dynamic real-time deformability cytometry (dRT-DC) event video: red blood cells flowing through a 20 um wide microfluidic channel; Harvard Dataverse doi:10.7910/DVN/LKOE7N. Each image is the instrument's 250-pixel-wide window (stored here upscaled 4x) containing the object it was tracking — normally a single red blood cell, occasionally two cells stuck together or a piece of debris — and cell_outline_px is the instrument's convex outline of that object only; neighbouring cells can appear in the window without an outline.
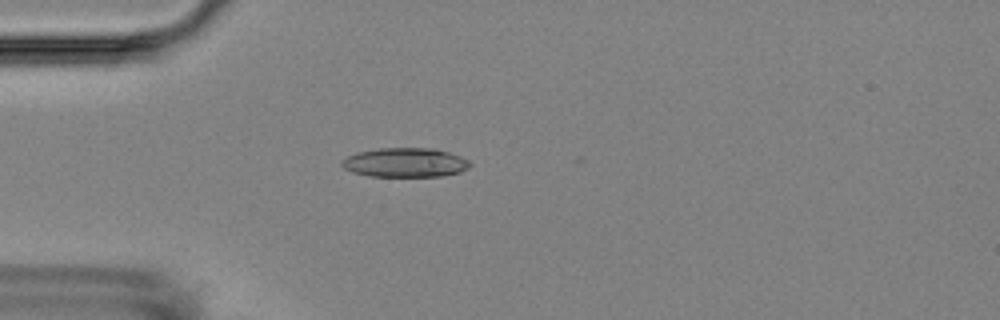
{"species": "Egyptian fruit bat (a non-hibernating species)", "species_latin": "Rousettus aegyptiacus", "temperature_condition": "room temperature", "stored_images_in_passage": 4, "camera_frame_rate_fps": 3000, "um_per_image_px": 0.085, "animal": {"sex": "female"}, "frame": {"image": 1, "passage_image": 4, "time_ms": 3.667, "image_size_px": [1000, 320], "cell_outline_px": [[472, 164], [468, 168], [460, 172], [440, 176], [368, 176], [352, 172], [344, 168], [340, 164], [340, 160], [356, 152], [380, 148], [436, 148], [460, 156], [468, 160]], "centroid_in_image_um": [34.42, 13.81], "position_along_channel_um": 50.6, "area_um2": 21.96}}